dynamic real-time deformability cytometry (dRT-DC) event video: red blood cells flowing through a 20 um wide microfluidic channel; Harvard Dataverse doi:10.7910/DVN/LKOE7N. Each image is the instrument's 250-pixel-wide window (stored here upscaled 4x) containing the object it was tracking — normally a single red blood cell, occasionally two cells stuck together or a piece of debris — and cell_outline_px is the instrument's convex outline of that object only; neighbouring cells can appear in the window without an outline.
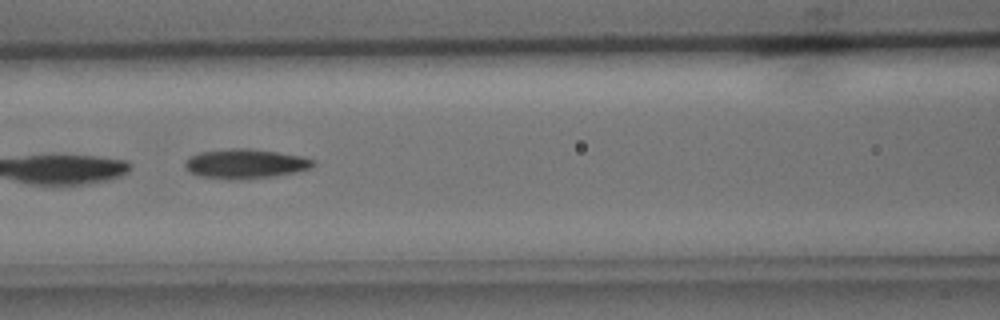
{"species": "common noctule bat (a hibernating species)", "species_latin": "Nyctalus noctula", "temperature_condition": "cold", "stored_images_in_passage": 5, "camera_frame_rate_fps": 3000, "um_per_image_px": 0.085, "animal": {"sex": "male", "body_mass_g": 15.6}, "frame": {"image": 1, "passage_image": 3, "time_ms": 0.667, "image_size_px": [1000, 320], "cell_outline_px": [[316, 164], [312, 168], [296, 172], [272, 176], [232, 180], [200, 176], [188, 172], [184, 164], [184, 160], [188, 156], [200, 152], [228, 148], [248, 148], [276, 152], [300, 156], [316, 160]], "centroid_in_image_um": [20.82, 13.91], "position_along_channel_um": 145.8, "area_um2": 22.2}}
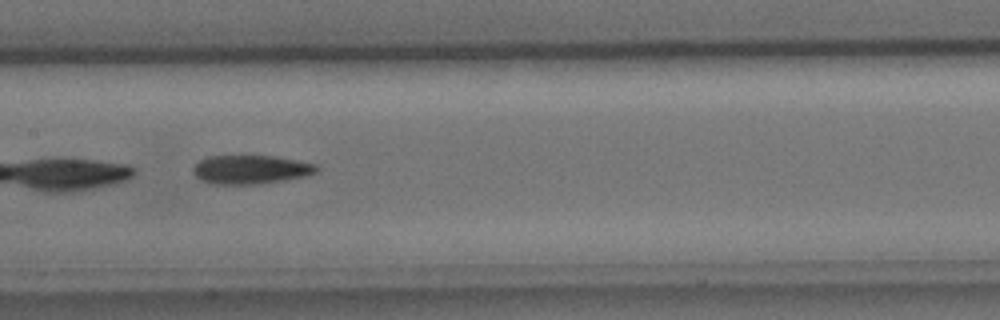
{"frame": {"image": 2, "passage_image": 4, "time_ms": 1.0, "image_size_px": [1000, 320], "cell_outline_px": [[320, 168], [316, 172], [308, 176], [256, 184], [212, 184], [200, 180], [192, 172], [192, 168], [200, 160], [208, 156], [276, 156], [316, 164]], "centroid_in_image_um": [21.31, 14.41], "position_along_channel_um": 186.1, "area_um2": 20.75}}
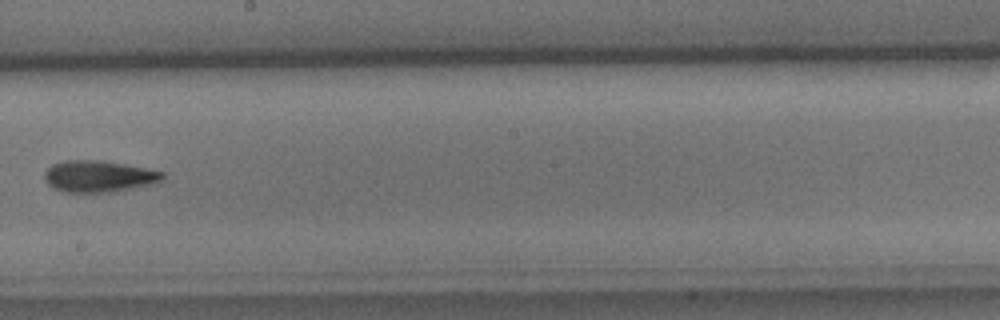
{"frame": {"image": 3, "passage_image": 5, "time_ms": 1.333, "image_size_px": [1000, 320], "cell_outline_px": [[164, 180], [156, 184], [108, 192], [64, 192], [48, 184], [44, 176], [44, 172], [52, 164], [64, 160], [100, 160], [124, 164], [164, 172]], "centroid_in_image_um": [8.41, 14.98], "position_along_channel_um": 239.8, "area_um2": 21.68}}